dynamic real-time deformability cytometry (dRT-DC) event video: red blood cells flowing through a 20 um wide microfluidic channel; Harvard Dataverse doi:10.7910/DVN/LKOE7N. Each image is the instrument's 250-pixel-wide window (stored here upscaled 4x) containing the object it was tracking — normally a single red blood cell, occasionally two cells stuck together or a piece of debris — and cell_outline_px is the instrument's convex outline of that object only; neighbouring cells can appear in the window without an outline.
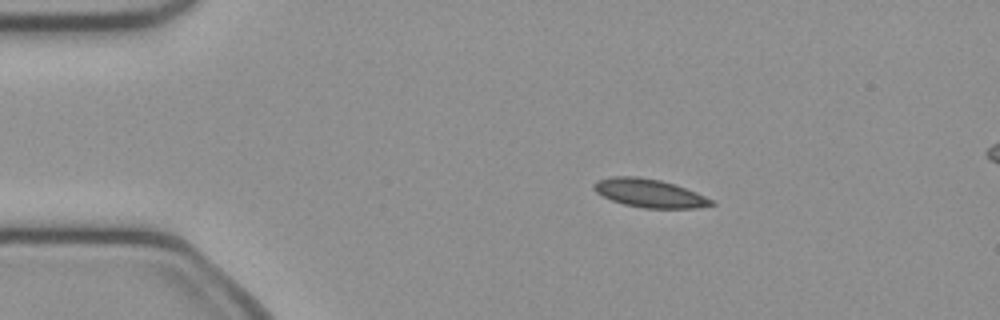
{"species": "common noctule bat (a hibernating species)", "species_latin": "Nyctalus noctula", "temperature_condition": "cold", "stored_images_in_passage": 43, "segment_of_instrument_passage": [1, 2], "camera_frame_rate_fps": 3000, "um_per_image_px": 0.085, "animal": {"sex": "female", "body_mass_g": 21.9}, "frame": {"image": 1, "passage_image": 1, "time_ms": 0.0, "image_size_px": [1000, 320], "cell_outline_px": [[716, 204], [696, 208], [644, 208], [624, 204], [612, 200], [596, 192], [592, 188], [592, 184], [596, 180], [612, 176], [640, 176], [660, 180], [676, 184], [696, 192], [712, 200]], "centroid_in_image_um": [55.17, 16.4], "position_along_channel_um": 29.8, "area_um2": 19.48}}
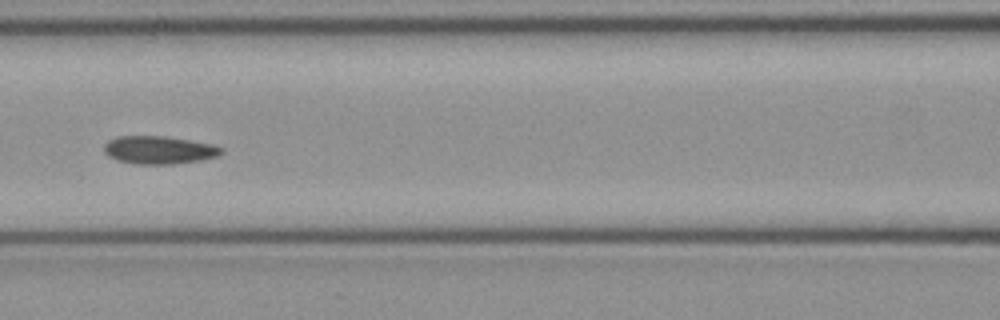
{"frame": {"image": 2, "passage_image": 14, "time_ms": 4.333, "image_size_px": [1000, 320], "cell_outline_px": [[224, 152], [220, 156], [200, 160], [172, 164], [136, 164], [116, 160], [108, 156], [104, 152], [104, 144], [108, 140], [116, 136], [164, 136], [212, 144], [224, 148]], "centroid_in_image_um": [13.51, 12.75], "position_along_channel_um": 153.1, "area_um2": 19.25}}
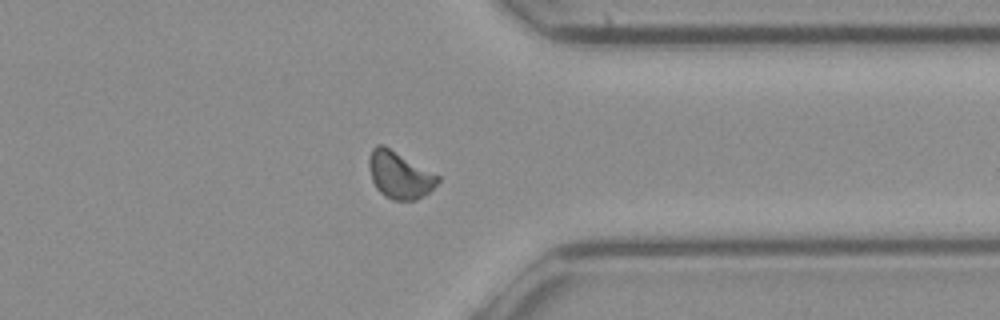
{"frame": {"image": 3, "passage_image": 31, "time_ms": 10.0, "image_size_px": [1000, 320], "cell_outline_px": [[440, 180], [424, 196], [416, 200], [392, 200], [384, 196], [376, 188], [372, 180], [368, 168], [368, 160], [372, 148], [376, 144], [384, 144], [440, 176]], "centroid_in_image_um": [33.93, 14.86], "position_along_channel_um": 377.5, "area_um2": 19.02}}